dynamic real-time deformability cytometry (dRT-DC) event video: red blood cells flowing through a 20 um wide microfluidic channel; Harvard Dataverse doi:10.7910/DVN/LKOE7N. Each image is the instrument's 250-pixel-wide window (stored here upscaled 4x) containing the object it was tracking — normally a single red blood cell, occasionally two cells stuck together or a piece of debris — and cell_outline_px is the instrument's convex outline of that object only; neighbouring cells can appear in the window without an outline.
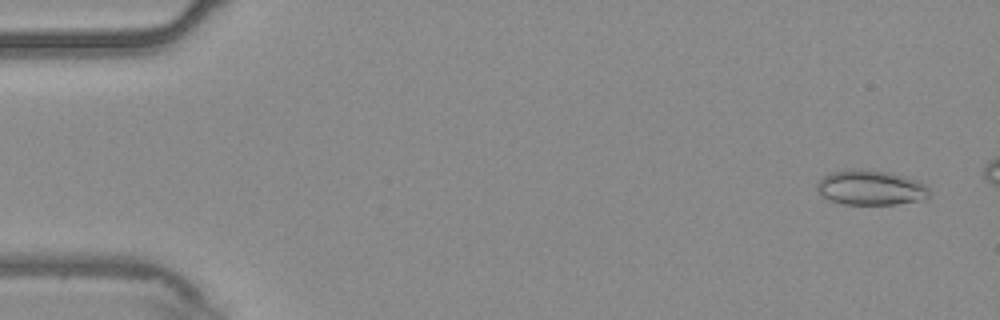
{"species": "common noctule bat (a hibernating species)", "species_latin": "Nyctalus noctula", "temperature_condition": "warm", "stored_images_in_passage": 18, "camera_frame_rate_fps": 3000, "um_per_image_px": 0.085, "animal": {"sex": "male", "body_mass_g": 20.4}, "frame": {"image": 1, "passage_image": 3, "time_ms": 0.667, "image_size_px": [1000, 320], "cell_outline_px": [[932, 196], [920, 200], [896, 204], [844, 204], [828, 200], [820, 196], [816, 188], [816, 184], [824, 176], [832, 172], [856, 168], [864, 168], [892, 172], [920, 180], [932, 192]], "centroid_in_image_um": [74.04, 15.94], "position_along_channel_um": 11.0, "area_um2": 23.41}}